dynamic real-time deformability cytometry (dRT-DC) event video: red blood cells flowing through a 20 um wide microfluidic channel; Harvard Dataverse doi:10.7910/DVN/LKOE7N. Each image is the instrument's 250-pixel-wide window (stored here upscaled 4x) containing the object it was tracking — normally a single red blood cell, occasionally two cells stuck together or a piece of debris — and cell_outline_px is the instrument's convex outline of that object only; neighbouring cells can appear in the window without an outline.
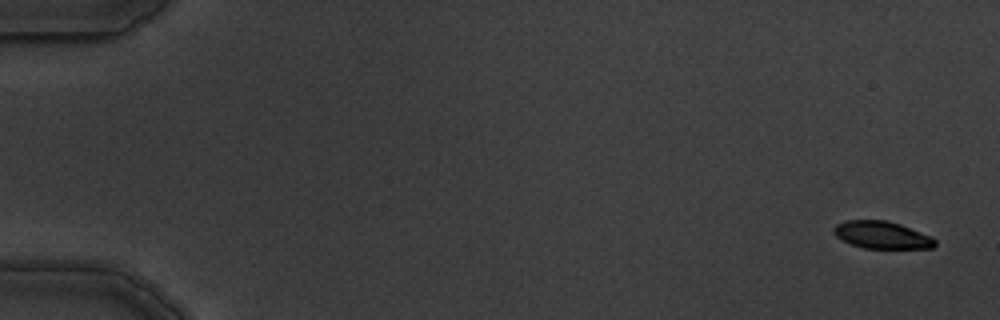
{"species": "common noctule bat (a hibernating species)", "species_latin": "Nyctalus noctula", "temperature_condition": "warm", "stored_images_in_passage": 5, "camera_frame_rate_fps": 3000, "um_per_image_px": 0.085, "animal": {"sex": "male", "body_mass_g": 19.5, "forearm_length_mm": 54.6}, "frame": {"image": 1, "passage_image": 1, "time_ms": 0.0, "image_size_px": [1000, 320], "cell_outline_px": [[936, 244], [932, 248], [864, 248], [852, 244], [836, 236], [832, 228], [836, 224], [844, 220], [888, 220], [900, 224], [932, 236], [936, 240]], "centroid_in_image_um": [74.97, 19.96], "position_along_channel_um": 10.0, "area_um2": 16.13}}
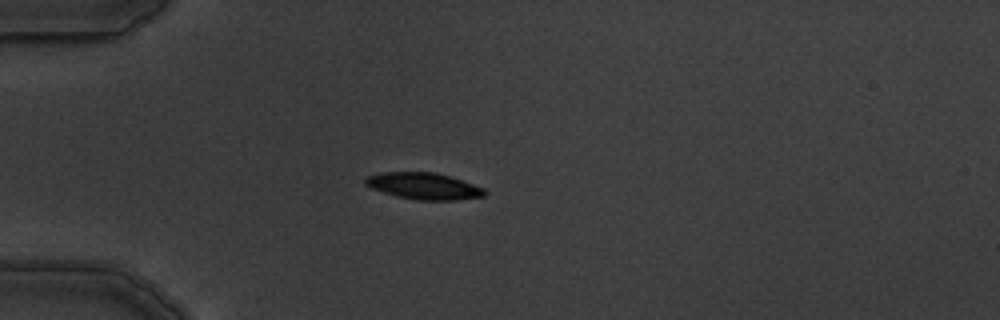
{"frame": {"image": 2, "passage_image": 5, "time_ms": 4.667, "image_size_px": [1000, 320], "cell_outline_px": [[488, 192], [484, 196], [456, 200], [416, 200], [396, 196], [372, 188], [364, 184], [364, 176], [380, 172], [436, 172], [484, 188]], "centroid_in_image_um": [35.98, 15.81], "position_along_channel_um": 49.0, "area_um2": 18.5}}